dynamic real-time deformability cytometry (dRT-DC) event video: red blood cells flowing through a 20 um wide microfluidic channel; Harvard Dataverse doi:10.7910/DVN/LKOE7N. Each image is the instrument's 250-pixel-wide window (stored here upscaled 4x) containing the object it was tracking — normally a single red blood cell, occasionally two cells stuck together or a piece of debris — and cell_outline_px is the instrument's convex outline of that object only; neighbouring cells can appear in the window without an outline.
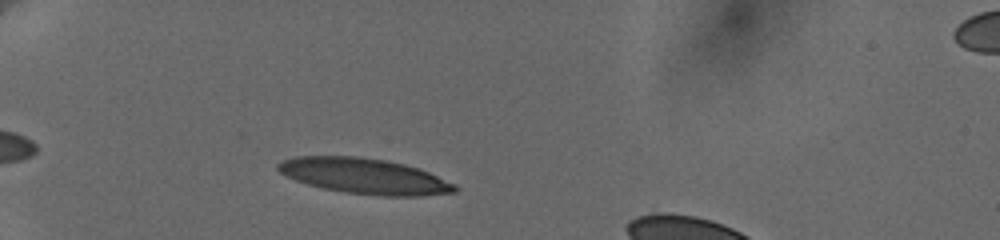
{"species": "human", "species_latin": "Homo sapiens", "temperature_condition": "cold", "stored_images_in_passage": 45, "camera_frame_rate_fps": 3000, "um_per_image_px": 0.085, "donor": {"sex": "female"}, "frame": {"image": 1, "passage_image": 5, "time_ms": 2.0, "image_size_px": [1000, 240], "cell_outline_px": [[456, 192], [420, 196], [380, 196], [344, 192], [324, 188], [308, 184], [296, 180], [280, 172], [276, 168], [276, 164], [284, 160], [296, 156], [360, 156], [384, 160], [404, 164], [420, 168], [456, 184]], "centroid_in_image_um": [31.0, 14.96], "position_along_channel_um": 54.0, "area_um2": 36.59}}
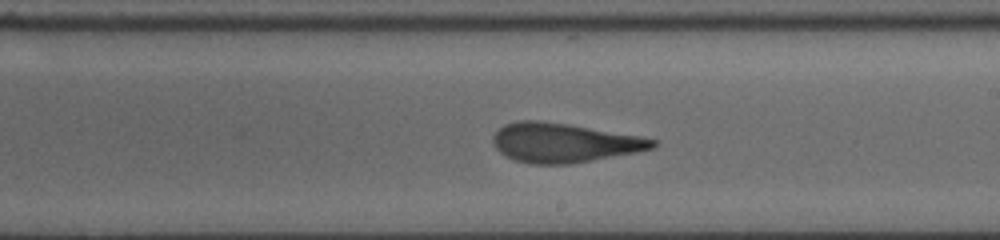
{"frame": {"image": 2, "passage_image": 25, "time_ms": 8.0, "image_size_px": [1000, 240], "cell_outline_px": [[656, 144], [652, 148], [636, 152], [572, 164], [532, 164], [516, 160], [504, 156], [492, 144], [492, 136], [504, 124], [520, 120], [536, 120], [568, 124], [640, 136], [656, 140]], "centroid_in_image_um": [47.88, 12.13], "position_along_channel_um": 241.1, "area_um2": 36.41}}
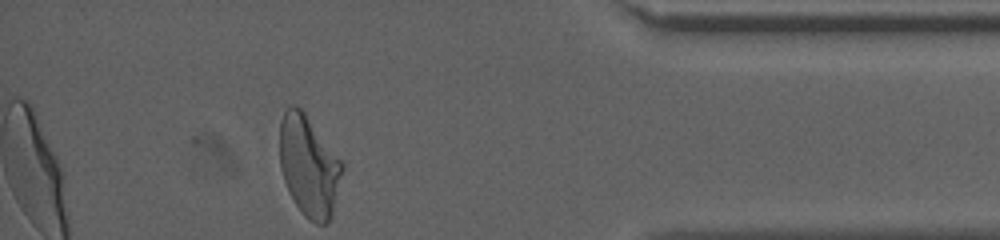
{"frame": {"image": 3, "passage_image": 45, "time_ms": 13.333, "image_size_px": [1000, 240], "cell_outline_px": [[344, 168], [332, 216], [324, 224], [316, 224], [308, 220], [304, 216], [288, 192], [280, 168], [280, 120], [284, 112], [292, 104], [296, 104], [304, 112], [344, 164]], "centroid_in_image_um": [26.25, 14.13], "position_along_channel_um": 408.9, "area_um2": 36.7}, "authors_computed_cell_mechanics": {"area_um2": 36.703, "velocity_mm_per_s": 3.6612, "shape_relaxation_time_tau1_ms": 5.2792, "shape_relaxation_time_tau2_ms": 1.3392, "deformation_change_tau1": 0.2224, "deformation_change_tau2": 0.0988}}